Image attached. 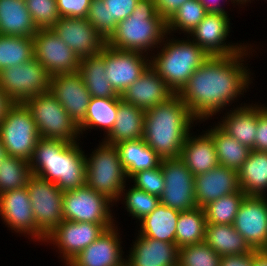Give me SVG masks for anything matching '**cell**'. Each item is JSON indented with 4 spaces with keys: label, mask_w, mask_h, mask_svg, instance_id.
<instances>
[{
    "label": "cell",
    "mask_w": 267,
    "mask_h": 266,
    "mask_svg": "<svg viewBox=\"0 0 267 266\" xmlns=\"http://www.w3.org/2000/svg\"><path fill=\"white\" fill-rule=\"evenodd\" d=\"M195 201L199 208L222 196L239 192L238 171L218 165L206 173L194 176Z\"/></svg>",
    "instance_id": "cell-21"
},
{
    "label": "cell",
    "mask_w": 267,
    "mask_h": 266,
    "mask_svg": "<svg viewBox=\"0 0 267 266\" xmlns=\"http://www.w3.org/2000/svg\"><path fill=\"white\" fill-rule=\"evenodd\" d=\"M126 200L124 204L127 206V211L132 214L133 218L142 220L145 216L152 213L160 204L159 197L149 194L144 190L132 187L124 193Z\"/></svg>",
    "instance_id": "cell-42"
},
{
    "label": "cell",
    "mask_w": 267,
    "mask_h": 266,
    "mask_svg": "<svg viewBox=\"0 0 267 266\" xmlns=\"http://www.w3.org/2000/svg\"><path fill=\"white\" fill-rule=\"evenodd\" d=\"M13 102L9 99V97L1 90L0 88V120L4 117L7 112L8 107Z\"/></svg>",
    "instance_id": "cell-53"
},
{
    "label": "cell",
    "mask_w": 267,
    "mask_h": 266,
    "mask_svg": "<svg viewBox=\"0 0 267 266\" xmlns=\"http://www.w3.org/2000/svg\"><path fill=\"white\" fill-rule=\"evenodd\" d=\"M242 106L227 112L218 126L244 146L253 150L257 134V105Z\"/></svg>",
    "instance_id": "cell-28"
},
{
    "label": "cell",
    "mask_w": 267,
    "mask_h": 266,
    "mask_svg": "<svg viewBox=\"0 0 267 266\" xmlns=\"http://www.w3.org/2000/svg\"><path fill=\"white\" fill-rule=\"evenodd\" d=\"M0 216L12 230L45 241L46 235L36 226L27 187L0 194Z\"/></svg>",
    "instance_id": "cell-19"
},
{
    "label": "cell",
    "mask_w": 267,
    "mask_h": 266,
    "mask_svg": "<svg viewBox=\"0 0 267 266\" xmlns=\"http://www.w3.org/2000/svg\"><path fill=\"white\" fill-rule=\"evenodd\" d=\"M52 76L36 59L0 71V88L12 102L24 103L50 89Z\"/></svg>",
    "instance_id": "cell-9"
},
{
    "label": "cell",
    "mask_w": 267,
    "mask_h": 266,
    "mask_svg": "<svg viewBox=\"0 0 267 266\" xmlns=\"http://www.w3.org/2000/svg\"><path fill=\"white\" fill-rule=\"evenodd\" d=\"M116 226L106 229L93 243L83 249L68 266H123L121 242Z\"/></svg>",
    "instance_id": "cell-22"
},
{
    "label": "cell",
    "mask_w": 267,
    "mask_h": 266,
    "mask_svg": "<svg viewBox=\"0 0 267 266\" xmlns=\"http://www.w3.org/2000/svg\"><path fill=\"white\" fill-rule=\"evenodd\" d=\"M36 226L47 236L63 218V193L55 183L32 175L27 183Z\"/></svg>",
    "instance_id": "cell-10"
},
{
    "label": "cell",
    "mask_w": 267,
    "mask_h": 266,
    "mask_svg": "<svg viewBox=\"0 0 267 266\" xmlns=\"http://www.w3.org/2000/svg\"><path fill=\"white\" fill-rule=\"evenodd\" d=\"M86 19L94 26V28L102 35L106 41L108 40V13L107 7L102 0H91Z\"/></svg>",
    "instance_id": "cell-46"
},
{
    "label": "cell",
    "mask_w": 267,
    "mask_h": 266,
    "mask_svg": "<svg viewBox=\"0 0 267 266\" xmlns=\"http://www.w3.org/2000/svg\"><path fill=\"white\" fill-rule=\"evenodd\" d=\"M85 159L86 185L105 195L113 203L121 198L127 175L117 146L104 141L92 152L90 158L86 156Z\"/></svg>",
    "instance_id": "cell-6"
},
{
    "label": "cell",
    "mask_w": 267,
    "mask_h": 266,
    "mask_svg": "<svg viewBox=\"0 0 267 266\" xmlns=\"http://www.w3.org/2000/svg\"><path fill=\"white\" fill-rule=\"evenodd\" d=\"M194 120L187 105L174 94L164 103L145 110L142 139L162 159L179 158Z\"/></svg>",
    "instance_id": "cell-2"
},
{
    "label": "cell",
    "mask_w": 267,
    "mask_h": 266,
    "mask_svg": "<svg viewBox=\"0 0 267 266\" xmlns=\"http://www.w3.org/2000/svg\"><path fill=\"white\" fill-rule=\"evenodd\" d=\"M160 165L165 180L160 203L180 212L196 208L194 175L187 165L180 158L162 159Z\"/></svg>",
    "instance_id": "cell-12"
},
{
    "label": "cell",
    "mask_w": 267,
    "mask_h": 266,
    "mask_svg": "<svg viewBox=\"0 0 267 266\" xmlns=\"http://www.w3.org/2000/svg\"><path fill=\"white\" fill-rule=\"evenodd\" d=\"M179 213L180 211L160 203L152 213L140 220L139 234L159 241L175 243Z\"/></svg>",
    "instance_id": "cell-32"
},
{
    "label": "cell",
    "mask_w": 267,
    "mask_h": 266,
    "mask_svg": "<svg viewBox=\"0 0 267 266\" xmlns=\"http://www.w3.org/2000/svg\"><path fill=\"white\" fill-rule=\"evenodd\" d=\"M248 50L246 46L238 54L209 56L177 93L196 120H207L246 91L251 76L240 62Z\"/></svg>",
    "instance_id": "cell-1"
},
{
    "label": "cell",
    "mask_w": 267,
    "mask_h": 266,
    "mask_svg": "<svg viewBox=\"0 0 267 266\" xmlns=\"http://www.w3.org/2000/svg\"><path fill=\"white\" fill-rule=\"evenodd\" d=\"M230 33L227 13L208 12L204 19L189 33L198 46L209 56H228L242 52L246 46L224 43ZM244 46V47H243Z\"/></svg>",
    "instance_id": "cell-17"
},
{
    "label": "cell",
    "mask_w": 267,
    "mask_h": 266,
    "mask_svg": "<svg viewBox=\"0 0 267 266\" xmlns=\"http://www.w3.org/2000/svg\"><path fill=\"white\" fill-rule=\"evenodd\" d=\"M32 175L29 161L8 155L0 163V194L26 187Z\"/></svg>",
    "instance_id": "cell-38"
},
{
    "label": "cell",
    "mask_w": 267,
    "mask_h": 266,
    "mask_svg": "<svg viewBox=\"0 0 267 266\" xmlns=\"http://www.w3.org/2000/svg\"><path fill=\"white\" fill-rule=\"evenodd\" d=\"M189 133L180 153V159L194 176L203 174L219 165L211 135L191 136Z\"/></svg>",
    "instance_id": "cell-25"
},
{
    "label": "cell",
    "mask_w": 267,
    "mask_h": 266,
    "mask_svg": "<svg viewBox=\"0 0 267 266\" xmlns=\"http://www.w3.org/2000/svg\"><path fill=\"white\" fill-rule=\"evenodd\" d=\"M246 194L240 190L209 202L203 207L207 224H233L239 206Z\"/></svg>",
    "instance_id": "cell-39"
},
{
    "label": "cell",
    "mask_w": 267,
    "mask_h": 266,
    "mask_svg": "<svg viewBox=\"0 0 267 266\" xmlns=\"http://www.w3.org/2000/svg\"><path fill=\"white\" fill-rule=\"evenodd\" d=\"M116 146L129 178L139 171L153 169L161 164L162 158L143 139L123 141Z\"/></svg>",
    "instance_id": "cell-29"
},
{
    "label": "cell",
    "mask_w": 267,
    "mask_h": 266,
    "mask_svg": "<svg viewBox=\"0 0 267 266\" xmlns=\"http://www.w3.org/2000/svg\"><path fill=\"white\" fill-rule=\"evenodd\" d=\"M105 71V60L100 55L80 59L78 72L91 97H121L112 88Z\"/></svg>",
    "instance_id": "cell-33"
},
{
    "label": "cell",
    "mask_w": 267,
    "mask_h": 266,
    "mask_svg": "<svg viewBox=\"0 0 267 266\" xmlns=\"http://www.w3.org/2000/svg\"><path fill=\"white\" fill-rule=\"evenodd\" d=\"M49 91L79 127L85 119L91 94L77 71L53 76Z\"/></svg>",
    "instance_id": "cell-20"
},
{
    "label": "cell",
    "mask_w": 267,
    "mask_h": 266,
    "mask_svg": "<svg viewBox=\"0 0 267 266\" xmlns=\"http://www.w3.org/2000/svg\"><path fill=\"white\" fill-rule=\"evenodd\" d=\"M39 139L35 121L26 104L13 102L0 120V140L7 154L30 161Z\"/></svg>",
    "instance_id": "cell-7"
},
{
    "label": "cell",
    "mask_w": 267,
    "mask_h": 266,
    "mask_svg": "<svg viewBox=\"0 0 267 266\" xmlns=\"http://www.w3.org/2000/svg\"><path fill=\"white\" fill-rule=\"evenodd\" d=\"M99 55L105 60L108 81L120 96L150 66L142 52L119 50L107 44Z\"/></svg>",
    "instance_id": "cell-14"
},
{
    "label": "cell",
    "mask_w": 267,
    "mask_h": 266,
    "mask_svg": "<svg viewBox=\"0 0 267 266\" xmlns=\"http://www.w3.org/2000/svg\"><path fill=\"white\" fill-rule=\"evenodd\" d=\"M167 22L157 13L154 0H139L133 13L117 23L107 45L119 50L145 53L167 36ZM165 37V38H164Z\"/></svg>",
    "instance_id": "cell-4"
},
{
    "label": "cell",
    "mask_w": 267,
    "mask_h": 266,
    "mask_svg": "<svg viewBox=\"0 0 267 266\" xmlns=\"http://www.w3.org/2000/svg\"><path fill=\"white\" fill-rule=\"evenodd\" d=\"M166 41L157 57L152 56L150 66L177 94L209 55L191 39Z\"/></svg>",
    "instance_id": "cell-5"
},
{
    "label": "cell",
    "mask_w": 267,
    "mask_h": 266,
    "mask_svg": "<svg viewBox=\"0 0 267 266\" xmlns=\"http://www.w3.org/2000/svg\"><path fill=\"white\" fill-rule=\"evenodd\" d=\"M32 38L34 59L52 77L78 71L80 59L52 29H38Z\"/></svg>",
    "instance_id": "cell-13"
},
{
    "label": "cell",
    "mask_w": 267,
    "mask_h": 266,
    "mask_svg": "<svg viewBox=\"0 0 267 266\" xmlns=\"http://www.w3.org/2000/svg\"><path fill=\"white\" fill-rule=\"evenodd\" d=\"M253 150L267 152V107L257 105V134Z\"/></svg>",
    "instance_id": "cell-48"
},
{
    "label": "cell",
    "mask_w": 267,
    "mask_h": 266,
    "mask_svg": "<svg viewBox=\"0 0 267 266\" xmlns=\"http://www.w3.org/2000/svg\"><path fill=\"white\" fill-rule=\"evenodd\" d=\"M233 226L253 249H267L266 196H245Z\"/></svg>",
    "instance_id": "cell-18"
},
{
    "label": "cell",
    "mask_w": 267,
    "mask_h": 266,
    "mask_svg": "<svg viewBox=\"0 0 267 266\" xmlns=\"http://www.w3.org/2000/svg\"><path fill=\"white\" fill-rule=\"evenodd\" d=\"M188 0H154L157 13L167 22Z\"/></svg>",
    "instance_id": "cell-49"
},
{
    "label": "cell",
    "mask_w": 267,
    "mask_h": 266,
    "mask_svg": "<svg viewBox=\"0 0 267 266\" xmlns=\"http://www.w3.org/2000/svg\"><path fill=\"white\" fill-rule=\"evenodd\" d=\"M174 92L167 86L159 74L149 66L145 72L121 95V99L143 110L164 103Z\"/></svg>",
    "instance_id": "cell-23"
},
{
    "label": "cell",
    "mask_w": 267,
    "mask_h": 266,
    "mask_svg": "<svg viewBox=\"0 0 267 266\" xmlns=\"http://www.w3.org/2000/svg\"><path fill=\"white\" fill-rule=\"evenodd\" d=\"M25 3L38 29H52L60 19L56 0H25Z\"/></svg>",
    "instance_id": "cell-43"
},
{
    "label": "cell",
    "mask_w": 267,
    "mask_h": 266,
    "mask_svg": "<svg viewBox=\"0 0 267 266\" xmlns=\"http://www.w3.org/2000/svg\"><path fill=\"white\" fill-rule=\"evenodd\" d=\"M52 30L79 59L99 55L107 44L86 18L60 17Z\"/></svg>",
    "instance_id": "cell-16"
},
{
    "label": "cell",
    "mask_w": 267,
    "mask_h": 266,
    "mask_svg": "<svg viewBox=\"0 0 267 266\" xmlns=\"http://www.w3.org/2000/svg\"><path fill=\"white\" fill-rule=\"evenodd\" d=\"M207 221L203 208L196 207L179 213L176 224L175 243L182 246L204 242Z\"/></svg>",
    "instance_id": "cell-35"
},
{
    "label": "cell",
    "mask_w": 267,
    "mask_h": 266,
    "mask_svg": "<svg viewBox=\"0 0 267 266\" xmlns=\"http://www.w3.org/2000/svg\"><path fill=\"white\" fill-rule=\"evenodd\" d=\"M207 13L199 0L186 1L167 21V34L177 29L189 34Z\"/></svg>",
    "instance_id": "cell-40"
},
{
    "label": "cell",
    "mask_w": 267,
    "mask_h": 266,
    "mask_svg": "<svg viewBox=\"0 0 267 266\" xmlns=\"http://www.w3.org/2000/svg\"><path fill=\"white\" fill-rule=\"evenodd\" d=\"M221 256L205 242L179 248L180 266H219Z\"/></svg>",
    "instance_id": "cell-41"
},
{
    "label": "cell",
    "mask_w": 267,
    "mask_h": 266,
    "mask_svg": "<svg viewBox=\"0 0 267 266\" xmlns=\"http://www.w3.org/2000/svg\"><path fill=\"white\" fill-rule=\"evenodd\" d=\"M130 178L134 180V187L149 194L160 197L164 191L165 180L161 165L153 169L139 171Z\"/></svg>",
    "instance_id": "cell-44"
},
{
    "label": "cell",
    "mask_w": 267,
    "mask_h": 266,
    "mask_svg": "<svg viewBox=\"0 0 267 266\" xmlns=\"http://www.w3.org/2000/svg\"><path fill=\"white\" fill-rule=\"evenodd\" d=\"M33 58L32 37L0 35V71Z\"/></svg>",
    "instance_id": "cell-37"
},
{
    "label": "cell",
    "mask_w": 267,
    "mask_h": 266,
    "mask_svg": "<svg viewBox=\"0 0 267 266\" xmlns=\"http://www.w3.org/2000/svg\"><path fill=\"white\" fill-rule=\"evenodd\" d=\"M8 154H7V151L5 150V148L3 147L2 143H1V140H0V163L3 161V159L5 157H7Z\"/></svg>",
    "instance_id": "cell-54"
},
{
    "label": "cell",
    "mask_w": 267,
    "mask_h": 266,
    "mask_svg": "<svg viewBox=\"0 0 267 266\" xmlns=\"http://www.w3.org/2000/svg\"><path fill=\"white\" fill-rule=\"evenodd\" d=\"M108 13V39L115 32L117 23L128 18L139 0H102Z\"/></svg>",
    "instance_id": "cell-45"
},
{
    "label": "cell",
    "mask_w": 267,
    "mask_h": 266,
    "mask_svg": "<svg viewBox=\"0 0 267 266\" xmlns=\"http://www.w3.org/2000/svg\"><path fill=\"white\" fill-rule=\"evenodd\" d=\"M110 203L105 195L87 185L63 193V218L73 222L113 224Z\"/></svg>",
    "instance_id": "cell-11"
},
{
    "label": "cell",
    "mask_w": 267,
    "mask_h": 266,
    "mask_svg": "<svg viewBox=\"0 0 267 266\" xmlns=\"http://www.w3.org/2000/svg\"><path fill=\"white\" fill-rule=\"evenodd\" d=\"M204 242L220 256L240 255L254 250L233 224H207Z\"/></svg>",
    "instance_id": "cell-31"
},
{
    "label": "cell",
    "mask_w": 267,
    "mask_h": 266,
    "mask_svg": "<svg viewBox=\"0 0 267 266\" xmlns=\"http://www.w3.org/2000/svg\"><path fill=\"white\" fill-rule=\"evenodd\" d=\"M199 1L204 6V8L207 10V12H212V13H227L226 11H224L225 9H223L221 7V5H219L220 0H211V1L210 0H199ZM232 1L233 0H231V2Z\"/></svg>",
    "instance_id": "cell-51"
},
{
    "label": "cell",
    "mask_w": 267,
    "mask_h": 266,
    "mask_svg": "<svg viewBox=\"0 0 267 266\" xmlns=\"http://www.w3.org/2000/svg\"><path fill=\"white\" fill-rule=\"evenodd\" d=\"M252 266H267V249H254V260Z\"/></svg>",
    "instance_id": "cell-52"
},
{
    "label": "cell",
    "mask_w": 267,
    "mask_h": 266,
    "mask_svg": "<svg viewBox=\"0 0 267 266\" xmlns=\"http://www.w3.org/2000/svg\"><path fill=\"white\" fill-rule=\"evenodd\" d=\"M24 103L32 114L40 138L76 142L80 135L79 127L50 91L31 97Z\"/></svg>",
    "instance_id": "cell-8"
},
{
    "label": "cell",
    "mask_w": 267,
    "mask_h": 266,
    "mask_svg": "<svg viewBox=\"0 0 267 266\" xmlns=\"http://www.w3.org/2000/svg\"><path fill=\"white\" fill-rule=\"evenodd\" d=\"M238 182L246 196H266L267 152L251 150L238 171Z\"/></svg>",
    "instance_id": "cell-30"
},
{
    "label": "cell",
    "mask_w": 267,
    "mask_h": 266,
    "mask_svg": "<svg viewBox=\"0 0 267 266\" xmlns=\"http://www.w3.org/2000/svg\"><path fill=\"white\" fill-rule=\"evenodd\" d=\"M37 31L25 0H0V35L33 37Z\"/></svg>",
    "instance_id": "cell-27"
},
{
    "label": "cell",
    "mask_w": 267,
    "mask_h": 266,
    "mask_svg": "<svg viewBox=\"0 0 267 266\" xmlns=\"http://www.w3.org/2000/svg\"><path fill=\"white\" fill-rule=\"evenodd\" d=\"M238 2L239 4H246V2H249L250 0H233V3Z\"/></svg>",
    "instance_id": "cell-55"
},
{
    "label": "cell",
    "mask_w": 267,
    "mask_h": 266,
    "mask_svg": "<svg viewBox=\"0 0 267 266\" xmlns=\"http://www.w3.org/2000/svg\"><path fill=\"white\" fill-rule=\"evenodd\" d=\"M254 250L240 255H223L220 258L219 266H252Z\"/></svg>",
    "instance_id": "cell-50"
},
{
    "label": "cell",
    "mask_w": 267,
    "mask_h": 266,
    "mask_svg": "<svg viewBox=\"0 0 267 266\" xmlns=\"http://www.w3.org/2000/svg\"><path fill=\"white\" fill-rule=\"evenodd\" d=\"M131 248L127 266H178L179 247L176 243H168L138 234Z\"/></svg>",
    "instance_id": "cell-24"
},
{
    "label": "cell",
    "mask_w": 267,
    "mask_h": 266,
    "mask_svg": "<svg viewBox=\"0 0 267 266\" xmlns=\"http://www.w3.org/2000/svg\"><path fill=\"white\" fill-rule=\"evenodd\" d=\"M85 158L77 142L40 138L29 164L33 175L67 191L86 185Z\"/></svg>",
    "instance_id": "cell-3"
},
{
    "label": "cell",
    "mask_w": 267,
    "mask_h": 266,
    "mask_svg": "<svg viewBox=\"0 0 267 266\" xmlns=\"http://www.w3.org/2000/svg\"><path fill=\"white\" fill-rule=\"evenodd\" d=\"M60 17L86 18L91 0H56Z\"/></svg>",
    "instance_id": "cell-47"
},
{
    "label": "cell",
    "mask_w": 267,
    "mask_h": 266,
    "mask_svg": "<svg viewBox=\"0 0 267 266\" xmlns=\"http://www.w3.org/2000/svg\"><path fill=\"white\" fill-rule=\"evenodd\" d=\"M118 110V97H91L84 122L79 126L80 133L85 129L104 128L108 134L115 123Z\"/></svg>",
    "instance_id": "cell-36"
},
{
    "label": "cell",
    "mask_w": 267,
    "mask_h": 266,
    "mask_svg": "<svg viewBox=\"0 0 267 266\" xmlns=\"http://www.w3.org/2000/svg\"><path fill=\"white\" fill-rule=\"evenodd\" d=\"M114 225L63 220L46 236L45 242L49 240L56 244L68 265L83 249Z\"/></svg>",
    "instance_id": "cell-15"
},
{
    "label": "cell",
    "mask_w": 267,
    "mask_h": 266,
    "mask_svg": "<svg viewBox=\"0 0 267 266\" xmlns=\"http://www.w3.org/2000/svg\"><path fill=\"white\" fill-rule=\"evenodd\" d=\"M213 128L207 132L213 139L219 165L239 171L251 149L229 136L218 125Z\"/></svg>",
    "instance_id": "cell-34"
},
{
    "label": "cell",
    "mask_w": 267,
    "mask_h": 266,
    "mask_svg": "<svg viewBox=\"0 0 267 266\" xmlns=\"http://www.w3.org/2000/svg\"><path fill=\"white\" fill-rule=\"evenodd\" d=\"M145 110L124 102L118 97L117 116L105 142L117 145L123 141L142 139L144 133Z\"/></svg>",
    "instance_id": "cell-26"
}]
</instances>
